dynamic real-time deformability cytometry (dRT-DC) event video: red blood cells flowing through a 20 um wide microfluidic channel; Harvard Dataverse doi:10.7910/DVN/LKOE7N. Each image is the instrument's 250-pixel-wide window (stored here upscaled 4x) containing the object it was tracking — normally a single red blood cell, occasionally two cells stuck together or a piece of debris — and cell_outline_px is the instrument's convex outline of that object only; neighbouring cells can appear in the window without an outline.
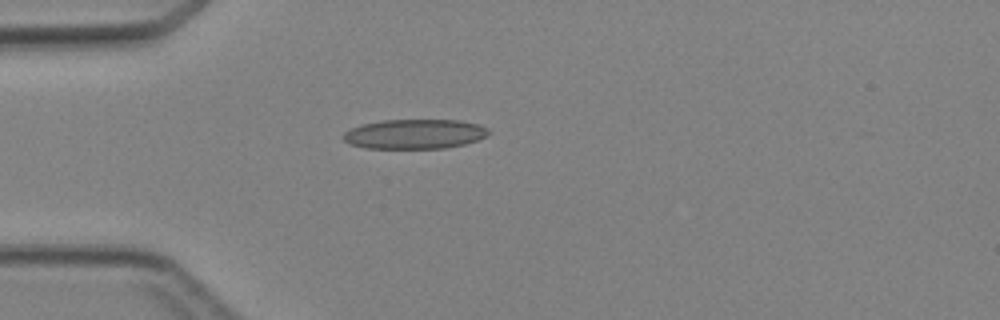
{"species": "Egyptian fruit bat (a non-hibernating species)", "species_latin": "Rousettus aegyptiacus", "temperature_condition": "cold", "stored_images_in_passage": 2, "camera_frame_rate_fps": 3000, "um_per_image_px": 0.085, "animal": {"sex": "female"}, "frame": {"image": 1, "passage_image": 2, "time_ms": 1.333, "image_size_px": [1000, 320], "cell_outline_px": [[492, 132], [488, 136], [464, 144], [444, 148], [368, 148], [348, 144], [340, 136], [344, 132], [352, 128], [364, 124], [384, 120], [460, 120], [476, 124], [488, 128]], "centroid_in_image_um": [35.25, 11.39], "position_along_channel_um": 49.7, "area_um2": 25.09}}